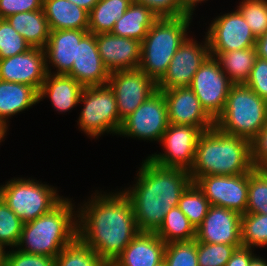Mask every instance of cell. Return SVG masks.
Listing matches in <instances>:
<instances>
[{
    "mask_svg": "<svg viewBox=\"0 0 267 266\" xmlns=\"http://www.w3.org/2000/svg\"><path fill=\"white\" fill-rule=\"evenodd\" d=\"M95 193L90 201L77 208V237L104 262L114 263L140 230L132 203L123 189L109 194Z\"/></svg>",
    "mask_w": 267,
    "mask_h": 266,
    "instance_id": "1",
    "label": "cell"
},
{
    "mask_svg": "<svg viewBox=\"0 0 267 266\" xmlns=\"http://www.w3.org/2000/svg\"><path fill=\"white\" fill-rule=\"evenodd\" d=\"M141 165L136 184L123 192L132 203L140 232H156L193 181L183 168L162 167L148 158Z\"/></svg>",
    "mask_w": 267,
    "mask_h": 266,
    "instance_id": "2",
    "label": "cell"
},
{
    "mask_svg": "<svg viewBox=\"0 0 267 266\" xmlns=\"http://www.w3.org/2000/svg\"><path fill=\"white\" fill-rule=\"evenodd\" d=\"M254 169L250 140L228 135L215 126L204 131L197 142L192 181L207 175H240Z\"/></svg>",
    "mask_w": 267,
    "mask_h": 266,
    "instance_id": "3",
    "label": "cell"
},
{
    "mask_svg": "<svg viewBox=\"0 0 267 266\" xmlns=\"http://www.w3.org/2000/svg\"><path fill=\"white\" fill-rule=\"evenodd\" d=\"M73 206L70 199L63 198L49 212L24 223L17 249L55 258L77 238V211Z\"/></svg>",
    "mask_w": 267,
    "mask_h": 266,
    "instance_id": "4",
    "label": "cell"
},
{
    "mask_svg": "<svg viewBox=\"0 0 267 266\" xmlns=\"http://www.w3.org/2000/svg\"><path fill=\"white\" fill-rule=\"evenodd\" d=\"M192 15L158 18L141 42L139 69L156 84L166 74L179 46L187 36Z\"/></svg>",
    "mask_w": 267,
    "mask_h": 266,
    "instance_id": "5",
    "label": "cell"
},
{
    "mask_svg": "<svg viewBox=\"0 0 267 266\" xmlns=\"http://www.w3.org/2000/svg\"><path fill=\"white\" fill-rule=\"evenodd\" d=\"M266 124L267 101L245 84H233L215 127L251 141Z\"/></svg>",
    "mask_w": 267,
    "mask_h": 266,
    "instance_id": "6",
    "label": "cell"
},
{
    "mask_svg": "<svg viewBox=\"0 0 267 266\" xmlns=\"http://www.w3.org/2000/svg\"><path fill=\"white\" fill-rule=\"evenodd\" d=\"M57 192L51 185L23 177L0 186V198L24 223L54 208L64 198Z\"/></svg>",
    "mask_w": 267,
    "mask_h": 266,
    "instance_id": "7",
    "label": "cell"
},
{
    "mask_svg": "<svg viewBox=\"0 0 267 266\" xmlns=\"http://www.w3.org/2000/svg\"><path fill=\"white\" fill-rule=\"evenodd\" d=\"M79 102L84 105L77 121L81 131L91 138L101 137L105 132L119 133L123 121L108 84L84 87Z\"/></svg>",
    "mask_w": 267,
    "mask_h": 266,
    "instance_id": "8",
    "label": "cell"
},
{
    "mask_svg": "<svg viewBox=\"0 0 267 266\" xmlns=\"http://www.w3.org/2000/svg\"><path fill=\"white\" fill-rule=\"evenodd\" d=\"M168 126L167 102L162 91L156 90L123 120L118 135L160 142Z\"/></svg>",
    "mask_w": 267,
    "mask_h": 266,
    "instance_id": "9",
    "label": "cell"
},
{
    "mask_svg": "<svg viewBox=\"0 0 267 266\" xmlns=\"http://www.w3.org/2000/svg\"><path fill=\"white\" fill-rule=\"evenodd\" d=\"M232 85L218 61L213 56H209L195 73L189 87L205 111L216 120L224 110Z\"/></svg>",
    "mask_w": 267,
    "mask_h": 266,
    "instance_id": "10",
    "label": "cell"
},
{
    "mask_svg": "<svg viewBox=\"0 0 267 266\" xmlns=\"http://www.w3.org/2000/svg\"><path fill=\"white\" fill-rule=\"evenodd\" d=\"M202 133L201 129L191 125L169 124L160 140L165 148L164 153H155L147 158L162 167L190 171L195 160L197 142Z\"/></svg>",
    "mask_w": 267,
    "mask_h": 266,
    "instance_id": "11",
    "label": "cell"
},
{
    "mask_svg": "<svg viewBox=\"0 0 267 266\" xmlns=\"http://www.w3.org/2000/svg\"><path fill=\"white\" fill-rule=\"evenodd\" d=\"M209 200L210 205L246 213L249 173L240 175H207L193 181Z\"/></svg>",
    "mask_w": 267,
    "mask_h": 266,
    "instance_id": "12",
    "label": "cell"
},
{
    "mask_svg": "<svg viewBox=\"0 0 267 266\" xmlns=\"http://www.w3.org/2000/svg\"><path fill=\"white\" fill-rule=\"evenodd\" d=\"M107 84L114 91L122 121L157 90V84L139 68L111 72Z\"/></svg>",
    "mask_w": 267,
    "mask_h": 266,
    "instance_id": "13",
    "label": "cell"
},
{
    "mask_svg": "<svg viewBox=\"0 0 267 266\" xmlns=\"http://www.w3.org/2000/svg\"><path fill=\"white\" fill-rule=\"evenodd\" d=\"M204 39L203 44L190 37L184 40L172 57L166 74L157 83V90L163 91L191 85L195 73L210 56L206 35Z\"/></svg>",
    "mask_w": 267,
    "mask_h": 266,
    "instance_id": "14",
    "label": "cell"
},
{
    "mask_svg": "<svg viewBox=\"0 0 267 266\" xmlns=\"http://www.w3.org/2000/svg\"><path fill=\"white\" fill-rule=\"evenodd\" d=\"M213 20L206 32L210 52H229L255 47L257 38L238 9Z\"/></svg>",
    "mask_w": 267,
    "mask_h": 266,
    "instance_id": "15",
    "label": "cell"
},
{
    "mask_svg": "<svg viewBox=\"0 0 267 266\" xmlns=\"http://www.w3.org/2000/svg\"><path fill=\"white\" fill-rule=\"evenodd\" d=\"M241 217L242 215L236 211L210 205L201 225L196 229V240L242 247Z\"/></svg>",
    "mask_w": 267,
    "mask_h": 266,
    "instance_id": "16",
    "label": "cell"
},
{
    "mask_svg": "<svg viewBox=\"0 0 267 266\" xmlns=\"http://www.w3.org/2000/svg\"><path fill=\"white\" fill-rule=\"evenodd\" d=\"M162 93L167 102L169 124L191 125L203 132L215 126V120L189 86L163 90Z\"/></svg>",
    "mask_w": 267,
    "mask_h": 266,
    "instance_id": "17",
    "label": "cell"
},
{
    "mask_svg": "<svg viewBox=\"0 0 267 266\" xmlns=\"http://www.w3.org/2000/svg\"><path fill=\"white\" fill-rule=\"evenodd\" d=\"M46 75L44 49L31 47L24 53L0 59V80L30 85L39 92Z\"/></svg>",
    "mask_w": 267,
    "mask_h": 266,
    "instance_id": "18",
    "label": "cell"
},
{
    "mask_svg": "<svg viewBox=\"0 0 267 266\" xmlns=\"http://www.w3.org/2000/svg\"><path fill=\"white\" fill-rule=\"evenodd\" d=\"M96 43L101 60L110 73L139 68L141 42L111 33H102L96 34Z\"/></svg>",
    "mask_w": 267,
    "mask_h": 266,
    "instance_id": "19",
    "label": "cell"
},
{
    "mask_svg": "<svg viewBox=\"0 0 267 266\" xmlns=\"http://www.w3.org/2000/svg\"><path fill=\"white\" fill-rule=\"evenodd\" d=\"M67 75L83 87L101 86L108 83L110 72L104 66L98 53L96 34L88 32L77 43L76 60Z\"/></svg>",
    "mask_w": 267,
    "mask_h": 266,
    "instance_id": "20",
    "label": "cell"
},
{
    "mask_svg": "<svg viewBox=\"0 0 267 266\" xmlns=\"http://www.w3.org/2000/svg\"><path fill=\"white\" fill-rule=\"evenodd\" d=\"M87 33L88 30L76 29L50 31L48 42L44 47L47 73H51L50 66H53L57 68L54 74L67 75L76 60L77 43Z\"/></svg>",
    "mask_w": 267,
    "mask_h": 266,
    "instance_id": "21",
    "label": "cell"
},
{
    "mask_svg": "<svg viewBox=\"0 0 267 266\" xmlns=\"http://www.w3.org/2000/svg\"><path fill=\"white\" fill-rule=\"evenodd\" d=\"M166 243L155 232H139L114 261L116 266H156L164 260Z\"/></svg>",
    "mask_w": 267,
    "mask_h": 266,
    "instance_id": "22",
    "label": "cell"
},
{
    "mask_svg": "<svg viewBox=\"0 0 267 266\" xmlns=\"http://www.w3.org/2000/svg\"><path fill=\"white\" fill-rule=\"evenodd\" d=\"M84 87L74 78L65 74L47 73L38 92L39 102L46 97L58 112H67L80 102Z\"/></svg>",
    "mask_w": 267,
    "mask_h": 266,
    "instance_id": "23",
    "label": "cell"
},
{
    "mask_svg": "<svg viewBox=\"0 0 267 266\" xmlns=\"http://www.w3.org/2000/svg\"><path fill=\"white\" fill-rule=\"evenodd\" d=\"M50 31L88 30L89 12L68 0H43Z\"/></svg>",
    "mask_w": 267,
    "mask_h": 266,
    "instance_id": "24",
    "label": "cell"
},
{
    "mask_svg": "<svg viewBox=\"0 0 267 266\" xmlns=\"http://www.w3.org/2000/svg\"><path fill=\"white\" fill-rule=\"evenodd\" d=\"M39 103L38 91L26 84L0 80V124L8 128V119ZM7 121V122H6Z\"/></svg>",
    "mask_w": 267,
    "mask_h": 266,
    "instance_id": "25",
    "label": "cell"
},
{
    "mask_svg": "<svg viewBox=\"0 0 267 266\" xmlns=\"http://www.w3.org/2000/svg\"><path fill=\"white\" fill-rule=\"evenodd\" d=\"M159 17L142 3L132 2L115 23L111 34L142 42Z\"/></svg>",
    "mask_w": 267,
    "mask_h": 266,
    "instance_id": "26",
    "label": "cell"
},
{
    "mask_svg": "<svg viewBox=\"0 0 267 266\" xmlns=\"http://www.w3.org/2000/svg\"><path fill=\"white\" fill-rule=\"evenodd\" d=\"M5 19L32 48L44 49L50 28L43 9L16 13Z\"/></svg>",
    "mask_w": 267,
    "mask_h": 266,
    "instance_id": "27",
    "label": "cell"
},
{
    "mask_svg": "<svg viewBox=\"0 0 267 266\" xmlns=\"http://www.w3.org/2000/svg\"><path fill=\"white\" fill-rule=\"evenodd\" d=\"M233 84H245L257 58L256 48L210 52Z\"/></svg>",
    "mask_w": 267,
    "mask_h": 266,
    "instance_id": "28",
    "label": "cell"
},
{
    "mask_svg": "<svg viewBox=\"0 0 267 266\" xmlns=\"http://www.w3.org/2000/svg\"><path fill=\"white\" fill-rule=\"evenodd\" d=\"M132 0H99L89 12L88 32L111 33L116 21L124 15Z\"/></svg>",
    "mask_w": 267,
    "mask_h": 266,
    "instance_id": "29",
    "label": "cell"
},
{
    "mask_svg": "<svg viewBox=\"0 0 267 266\" xmlns=\"http://www.w3.org/2000/svg\"><path fill=\"white\" fill-rule=\"evenodd\" d=\"M155 234L166 244L196 239V229L178 206L165 214L164 221Z\"/></svg>",
    "mask_w": 267,
    "mask_h": 266,
    "instance_id": "30",
    "label": "cell"
},
{
    "mask_svg": "<svg viewBox=\"0 0 267 266\" xmlns=\"http://www.w3.org/2000/svg\"><path fill=\"white\" fill-rule=\"evenodd\" d=\"M178 207L197 229L206 216L210 203L198 186L192 182L182 193Z\"/></svg>",
    "mask_w": 267,
    "mask_h": 266,
    "instance_id": "31",
    "label": "cell"
},
{
    "mask_svg": "<svg viewBox=\"0 0 267 266\" xmlns=\"http://www.w3.org/2000/svg\"><path fill=\"white\" fill-rule=\"evenodd\" d=\"M104 261L78 237L56 257L55 266H101Z\"/></svg>",
    "mask_w": 267,
    "mask_h": 266,
    "instance_id": "32",
    "label": "cell"
},
{
    "mask_svg": "<svg viewBox=\"0 0 267 266\" xmlns=\"http://www.w3.org/2000/svg\"><path fill=\"white\" fill-rule=\"evenodd\" d=\"M241 242L243 247L248 248L267 246V214L245 213L242 215Z\"/></svg>",
    "mask_w": 267,
    "mask_h": 266,
    "instance_id": "33",
    "label": "cell"
},
{
    "mask_svg": "<svg viewBox=\"0 0 267 266\" xmlns=\"http://www.w3.org/2000/svg\"><path fill=\"white\" fill-rule=\"evenodd\" d=\"M246 213L267 214V170L254 168L249 172Z\"/></svg>",
    "mask_w": 267,
    "mask_h": 266,
    "instance_id": "34",
    "label": "cell"
},
{
    "mask_svg": "<svg viewBox=\"0 0 267 266\" xmlns=\"http://www.w3.org/2000/svg\"><path fill=\"white\" fill-rule=\"evenodd\" d=\"M24 222L0 198V244L17 248Z\"/></svg>",
    "mask_w": 267,
    "mask_h": 266,
    "instance_id": "35",
    "label": "cell"
},
{
    "mask_svg": "<svg viewBox=\"0 0 267 266\" xmlns=\"http://www.w3.org/2000/svg\"><path fill=\"white\" fill-rule=\"evenodd\" d=\"M164 261L166 266H198L197 240L166 244Z\"/></svg>",
    "mask_w": 267,
    "mask_h": 266,
    "instance_id": "36",
    "label": "cell"
},
{
    "mask_svg": "<svg viewBox=\"0 0 267 266\" xmlns=\"http://www.w3.org/2000/svg\"><path fill=\"white\" fill-rule=\"evenodd\" d=\"M237 9L256 38L267 30V0H242Z\"/></svg>",
    "mask_w": 267,
    "mask_h": 266,
    "instance_id": "37",
    "label": "cell"
},
{
    "mask_svg": "<svg viewBox=\"0 0 267 266\" xmlns=\"http://www.w3.org/2000/svg\"><path fill=\"white\" fill-rule=\"evenodd\" d=\"M235 250L234 245L197 241L198 266H225Z\"/></svg>",
    "mask_w": 267,
    "mask_h": 266,
    "instance_id": "38",
    "label": "cell"
},
{
    "mask_svg": "<svg viewBox=\"0 0 267 266\" xmlns=\"http://www.w3.org/2000/svg\"><path fill=\"white\" fill-rule=\"evenodd\" d=\"M30 48L31 46L10 23L0 18V59L24 53Z\"/></svg>",
    "mask_w": 267,
    "mask_h": 266,
    "instance_id": "39",
    "label": "cell"
},
{
    "mask_svg": "<svg viewBox=\"0 0 267 266\" xmlns=\"http://www.w3.org/2000/svg\"><path fill=\"white\" fill-rule=\"evenodd\" d=\"M148 7L159 18L179 17L189 13L184 9L182 0H132Z\"/></svg>",
    "mask_w": 267,
    "mask_h": 266,
    "instance_id": "40",
    "label": "cell"
},
{
    "mask_svg": "<svg viewBox=\"0 0 267 266\" xmlns=\"http://www.w3.org/2000/svg\"><path fill=\"white\" fill-rule=\"evenodd\" d=\"M5 266H55V258L29 254L19 251L18 249L9 250L6 254Z\"/></svg>",
    "mask_w": 267,
    "mask_h": 266,
    "instance_id": "41",
    "label": "cell"
},
{
    "mask_svg": "<svg viewBox=\"0 0 267 266\" xmlns=\"http://www.w3.org/2000/svg\"><path fill=\"white\" fill-rule=\"evenodd\" d=\"M245 85L267 101V60L256 58Z\"/></svg>",
    "mask_w": 267,
    "mask_h": 266,
    "instance_id": "42",
    "label": "cell"
},
{
    "mask_svg": "<svg viewBox=\"0 0 267 266\" xmlns=\"http://www.w3.org/2000/svg\"><path fill=\"white\" fill-rule=\"evenodd\" d=\"M250 148L254 168L267 170V124L250 141Z\"/></svg>",
    "mask_w": 267,
    "mask_h": 266,
    "instance_id": "43",
    "label": "cell"
},
{
    "mask_svg": "<svg viewBox=\"0 0 267 266\" xmlns=\"http://www.w3.org/2000/svg\"><path fill=\"white\" fill-rule=\"evenodd\" d=\"M43 9V0H0V18L10 15Z\"/></svg>",
    "mask_w": 267,
    "mask_h": 266,
    "instance_id": "44",
    "label": "cell"
},
{
    "mask_svg": "<svg viewBox=\"0 0 267 266\" xmlns=\"http://www.w3.org/2000/svg\"><path fill=\"white\" fill-rule=\"evenodd\" d=\"M255 256L252 248L242 246L236 248L225 266H249Z\"/></svg>",
    "mask_w": 267,
    "mask_h": 266,
    "instance_id": "45",
    "label": "cell"
},
{
    "mask_svg": "<svg viewBox=\"0 0 267 266\" xmlns=\"http://www.w3.org/2000/svg\"><path fill=\"white\" fill-rule=\"evenodd\" d=\"M255 48L257 57L267 60V30L257 38Z\"/></svg>",
    "mask_w": 267,
    "mask_h": 266,
    "instance_id": "46",
    "label": "cell"
},
{
    "mask_svg": "<svg viewBox=\"0 0 267 266\" xmlns=\"http://www.w3.org/2000/svg\"><path fill=\"white\" fill-rule=\"evenodd\" d=\"M68 1L90 12L99 0H68Z\"/></svg>",
    "mask_w": 267,
    "mask_h": 266,
    "instance_id": "47",
    "label": "cell"
},
{
    "mask_svg": "<svg viewBox=\"0 0 267 266\" xmlns=\"http://www.w3.org/2000/svg\"><path fill=\"white\" fill-rule=\"evenodd\" d=\"M204 2L205 0H182L184 9L191 15H193V11L198 3ZM208 1V0H207Z\"/></svg>",
    "mask_w": 267,
    "mask_h": 266,
    "instance_id": "48",
    "label": "cell"
},
{
    "mask_svg": "<svg viewBox=\"0 0 267 266\" xmlns=\"http://www.w3.org/2000/svg\"><path fill=\"white\" fill-rule=\"evenodd\" d=\"M249 266H267V261L264 258L255 256Z\"/></svg>",
    "mask_w": 267,
    "mask_h": 266,
    "instance_id": "49",
    "label": "cell"
},
{
    "mask_svg": "<svg viewBox=\"0 0 267 266\" xmlns=\"http://www.w3.org/2000/svg\"><path fill=\"white\" fill-rule=\"evenodd\" d=\"M6 254H7V251L5 250V247L0 244V266H5Z\"/></svg>",
    "mask_w": 267,
    "mask_h": 266,
    "instance_id": "50",
    "label": "cell"
},
{
    "mask_svg": "<svg viewBox=\"0 0 267 266\" xmlns=\"http://www.w3.org/2000/svg\"><path fill=\"white\" fill-rule=\"evenodd\" d=\"M8 128L0 124V142L3 141L5 135L7 134Z\"/></svg>",
    "mask_w": 267,
    "mask_h": 266,
    "instance_id": "51",
    "label": "cell"
},
{
    "mask_svg": "<svg viewBox=\"0 0 267 266\" xmlns=\"http://www.w3.org/2000/svg\"><path fill=\"white\" fill-rule=\"evenodd\" d=\"M104 266H116V265L113 264V263H107V262H104Z\"/></svg>",
    "mask_w": 267,
    "mask_h": 266,
    "instance_id": "52",
    "label": "cell"
},
{
    "mask_svg": "<svg viewBox=\"0 0 267 266\" xmlns=\"http://www.w3.org/2000/svg\"><path fill=\"white\" fill-rule=\"evenodd\" d=\"M156 266H166V263H165V261L163 260L161 263H159V264L156 265Z\"/></svg>",
    "mask_w": 267,
    "mask_h": 266,
    "instance_id": "53",
    "label": "cell"
}]
</instances>
